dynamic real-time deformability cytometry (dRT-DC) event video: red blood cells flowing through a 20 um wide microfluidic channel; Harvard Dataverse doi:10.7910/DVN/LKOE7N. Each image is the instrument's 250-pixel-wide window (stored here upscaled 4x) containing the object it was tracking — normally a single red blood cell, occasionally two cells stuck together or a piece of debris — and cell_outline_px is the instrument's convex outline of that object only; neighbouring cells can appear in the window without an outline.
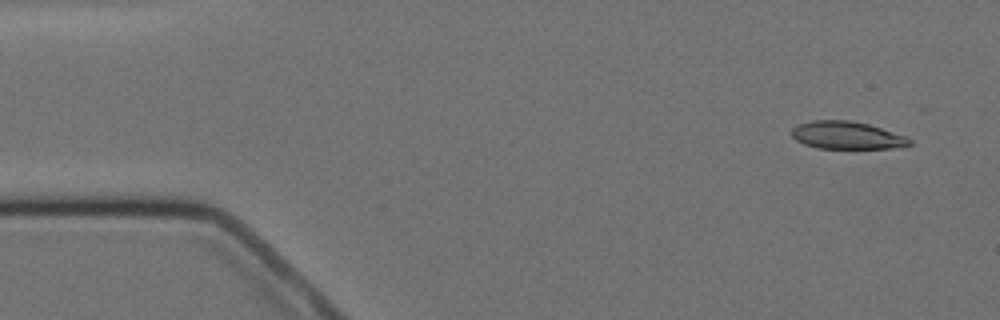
{"species": "Egyptian fruit bat (a non-hibernating species)", "species_latin": "Rousettus aegyptiacus", "temperature_condition": "cold", "stored_images_in_passage": 4, "camera_frame_rate_fps": 3000, "um_per_image_px": 0.085, "animal": {"sex": "female"}, "frame": {"image": 1, "passage_image": 1, "time_ms": 0.0, "image_size_px": [1000, 320], "cell_outline_px": [[912, 144], [892, 148], [816, 148], [804, 144], [796, 140], [792, 136], [792, 128], [796, 124], [812, 120], [848, 120], [868, 124], [904, 136], [912, 140]], "centroid_in_image_um": [71.92, 11.49], "position_along_channel_um": 13.1, "area_um2": 18.84}}